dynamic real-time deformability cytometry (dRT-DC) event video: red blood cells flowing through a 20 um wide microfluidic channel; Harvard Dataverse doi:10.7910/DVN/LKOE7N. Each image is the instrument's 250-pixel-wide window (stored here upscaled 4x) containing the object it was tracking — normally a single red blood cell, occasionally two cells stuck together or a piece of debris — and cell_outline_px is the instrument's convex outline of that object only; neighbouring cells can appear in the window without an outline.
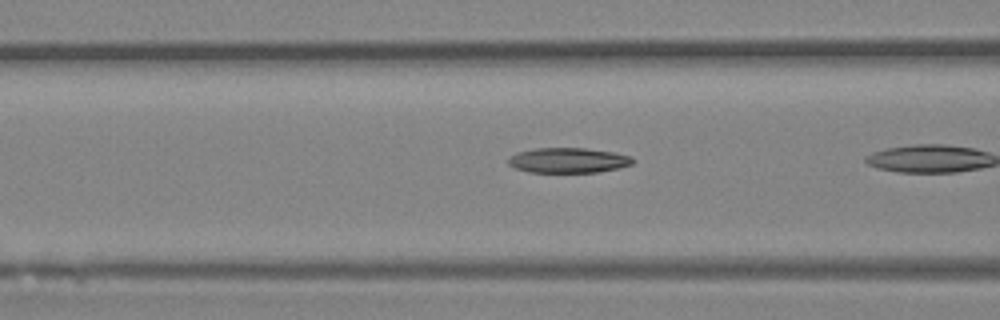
{"species": "Egyptian fruit bat (a non-hibernating species)", "species_latin": "Rousettus aegyptiacus", "temperature_condition": "room temperature", "stored_images_in_passage": 8, "camera_frame_rate_fps": 3000, "um_per_image_px": 0.085, "animal": {"sex": "female"}, "frame": {"image": 1, "passage_image": 5, "time_ms": 1.333, "image_size_px": [1000, 320], "cell_outline_px": [[632, 164], [620, 168], [600, 172], [528, 172], [516, 168], [508, 164], [508, 156], [516, 152], [536, 148], [584, 148], [616, 152], [632, 156]], "centroid_in_image_um": [48.29, 13.62], "position_along_channel_um": 118.3, "area_um2": 18.38}}